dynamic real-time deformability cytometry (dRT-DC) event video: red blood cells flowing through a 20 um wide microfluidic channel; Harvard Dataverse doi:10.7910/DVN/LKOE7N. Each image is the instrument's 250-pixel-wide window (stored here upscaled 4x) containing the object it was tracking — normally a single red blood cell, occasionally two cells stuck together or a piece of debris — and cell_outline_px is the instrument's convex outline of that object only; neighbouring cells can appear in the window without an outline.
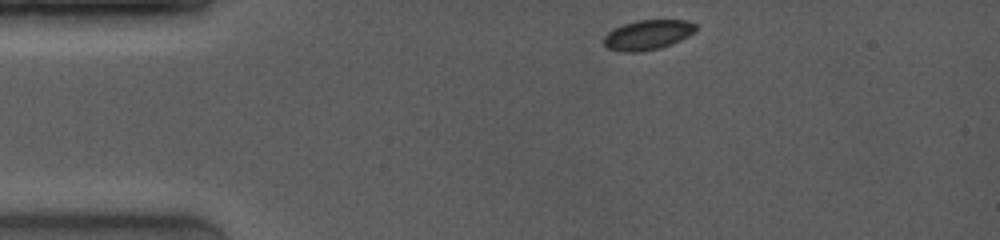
{"species": "common noctule bat (a hibernating species)", "species_latin": "Nyctalus noctula", "temperature_condition": "room temperature", "stored_images_in_passage": 38, "camera_frame_rate_fps": 4000, "um_per_image_px": 0.085, "animal": {"sex": "female", "body_mass_g": 19.0, "forearm_length_mm": 53.3}, "frame": {"image": 1, "passage_image": 1, "time_ms": 0.0, "image_size_px": [1000, 240], "cell_outline_px": [[696, 32], [672, 44], [660, 48], [640, 52], [624, 52], [608, 48], [604, 44], [604, 36], [612, 28], [636, 20], [688, 20], [696, 24]], "centroid_in_image_um": [55.07, 2.96], "position_along_channel_um": 29.9, "area_um2": 16.13}}